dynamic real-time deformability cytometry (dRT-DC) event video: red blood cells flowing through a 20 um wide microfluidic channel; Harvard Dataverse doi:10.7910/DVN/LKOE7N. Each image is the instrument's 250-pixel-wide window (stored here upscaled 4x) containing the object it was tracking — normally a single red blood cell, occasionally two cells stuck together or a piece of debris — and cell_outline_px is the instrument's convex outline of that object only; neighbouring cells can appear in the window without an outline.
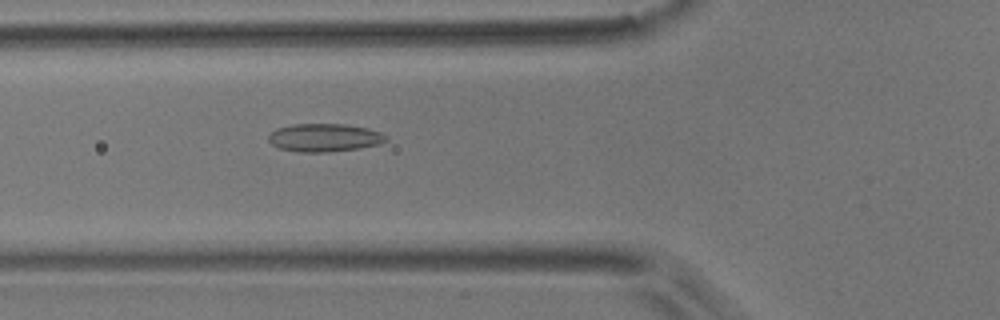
{"species": "common noctule bat (a hibernating species)", "species_latin": "Nyctalus noctula", "temperature_condition": "room temperature", "stored_images_in_passage": 52, "camera_frame_rate_fps": 3000, "um_per_image_px": 0.085, "animal": {"sex": "male", "body_mass_g": 17.9}, "frame": {"image": 1, "passage_image": 17, "time_ms": 5.333, "image_size_px": [1000, 320], "cell_outline_px": [[388, 140], [376, 144], [360, 148], [328, 152], [300, 152], [280, 148], [272, 144], [268, 140], [268, 136], [276, 128], [292, 124], [348, 124], [368, 128], [380, 132], [388, 136]], "centroid_in_image_um": [27.58, 11.69], "position_along_channel_um": 98.2, "area_um2": 19.25}}
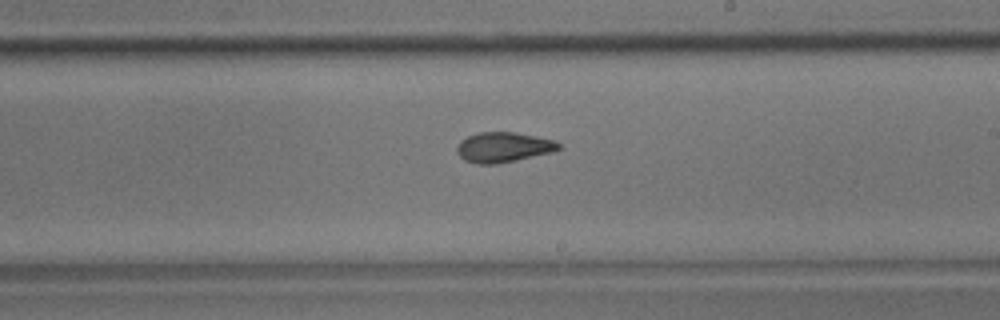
{"frame": {"image": 2, "passage_image": 29, "time_ms": 9.333, "image_size_px": [1000, 320], "cell_outline_px": [[560, 148], [552, 152], [516, 160], [496, 164], [476, 164], [464, 160], [456, 152], [456, 148], [460, 140], [468, 136], [480, 132], [516, 132], [556, 140], [560, 144]], "centroid_in_image_um": [42.77, 12.51], "position_along_channel_um": 246.2, "area_um2": 17.92}}
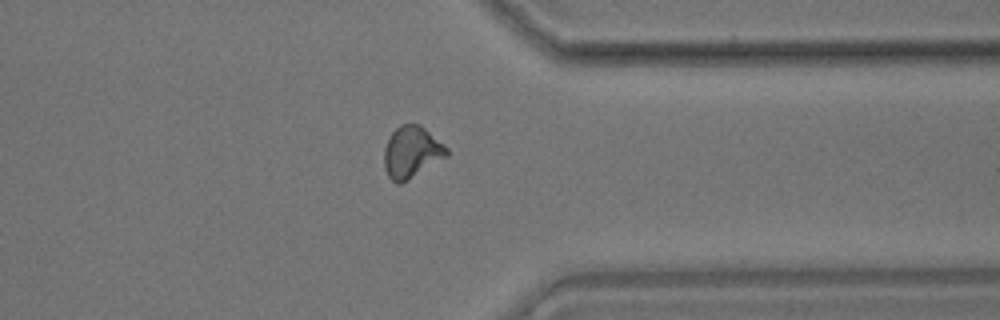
{"frame": {"image": 3, "passage_image": 40, "time_ms": 13.0, "image_size_px": [1000, 320], "cell_outline_px": [[448, 156], [408, 180], [400, 184], [396, 184], [388, 176], [384, 168], [384, 148], [388, 136], [400, 124], [420, 124], [444, 144], [448, 148]], "centroid_in_image_um": [34.97, 12.93], "position_along_channel_um": 376.4, "area_um2": 19.02}, "authors_computed_cell_mechanics": {"area_um2": 18.0914, "velocity_mm_per_s": 3.6882, "shape_relaxation_time_tau1_ms": null, "shape_relaxation_time_tau2_ms": 1.7958, "deformation_change_tau1": null, "deformation_change_tau2": 0.0876}}